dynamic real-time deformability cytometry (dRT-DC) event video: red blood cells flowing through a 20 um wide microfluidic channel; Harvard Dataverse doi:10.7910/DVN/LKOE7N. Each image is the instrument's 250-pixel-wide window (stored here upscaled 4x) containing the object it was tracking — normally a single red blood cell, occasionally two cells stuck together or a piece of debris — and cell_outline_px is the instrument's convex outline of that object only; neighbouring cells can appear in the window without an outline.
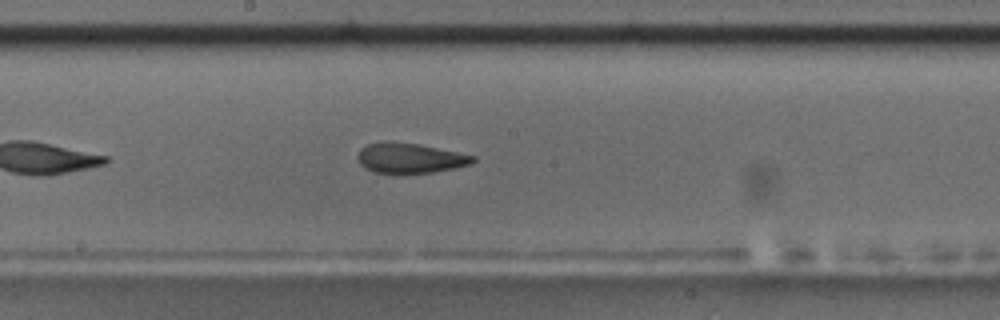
{"species": "common noctule bat (a hibernating species)", "species_latin": "Nyctalus noctula", "temperature_condition": "room temperature", "stored_images_in_passage": 33, "camera_frame_rate_fps": 3000, "um_per_image_px": 0.085, "animal": {"sex": "male", "body_mass_g": 17.5, "forearm_length_mm": 52.3}, "frame": {"image": 1, "passage_image": 15, "time_ms": 4.667, "image_size_px": [1000, 320], "cell_outline_px": [[476, 160], [472, 164], [432, 172], [372, 172], [364, 168], [360, 164], [356, 156], [360, 148], [368, 144], [388, 140], [392, 140], [420, 144], [476, 156]], "centroid_in_image_um": [34.81, 13.4], "position_along_channel_um": 213.4, "area_um2": 20.23}, "authors_computed_cell_mechanics": {"area_um2": 20.6924, "velocity_mm_per_s": 3.6938, "shape_relaxation_time_tau1_ms": null, "shape_relaxation_time_tau2_ms": 1.8309, "deformation_change_tau1": null, "deformation_change_tau2": 0.0885}}